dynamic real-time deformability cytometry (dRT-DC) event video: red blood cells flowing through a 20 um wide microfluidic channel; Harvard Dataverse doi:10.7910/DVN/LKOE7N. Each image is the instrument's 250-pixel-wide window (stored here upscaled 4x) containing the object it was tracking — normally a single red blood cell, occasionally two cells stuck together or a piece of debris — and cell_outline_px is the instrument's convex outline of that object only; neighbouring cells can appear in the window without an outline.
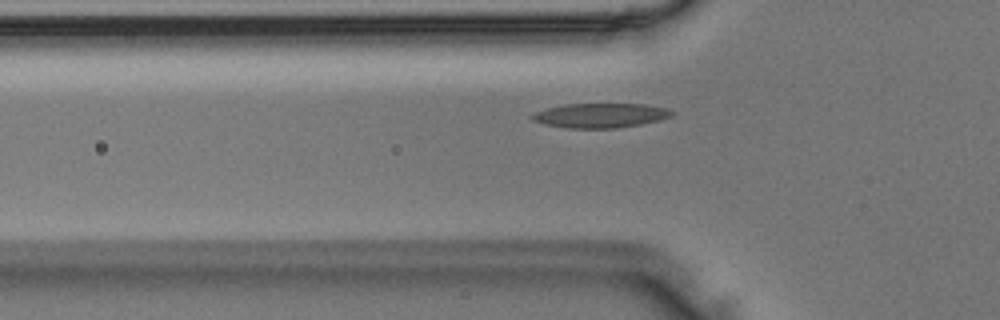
{"species": "Egyptian fruit bat (a non-hibernating species)", "species_latin": "Rousettus aegyptiacus", "temperature_condition": "room temperature", "stored_images_in_passage": 36, "camera_frame_rate_fps": 3000, "um_per_image_px": 0.085, "animal": {"sex": "male"}, "frame": {"image": 1, "passage_image": 8, "time_ms": 2.333, "image_size_px": [1000, 320], "cell_outline_px": [[676, 112], [672, 116], [660, 120], [640, 124], [616, 128], [568, 128], [544, 124], [532, 120], [528, 116], [536, 112], [548, 108], [564, 104], [644, 104], [668, 108]], "centroid_in_image_um": [51.05, 9.81], "position_along_channel_um": 74.7, "area_um2": 20.0}}
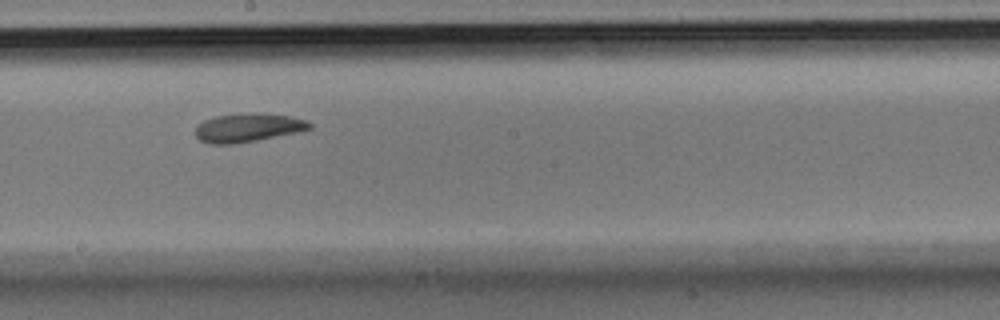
{"frame": {"image": 2, "passage_image": 19, "time_ms": 6.0, "image_size_px": [1000, 320], "cell_outline_px": [[312, 128], [296, 132], [256, 140], [232, 144], [208, 144], [200, 140], [196, 136], [196, 128], [204, 120], [216, 116], [252, 112], [256, 112], [292, 116], [308, 120], [312, 124]], "centroid_in_image_um": [21.1, 10.84], "position_along_channel_um": 227.1, "area_um2": 19.02}}
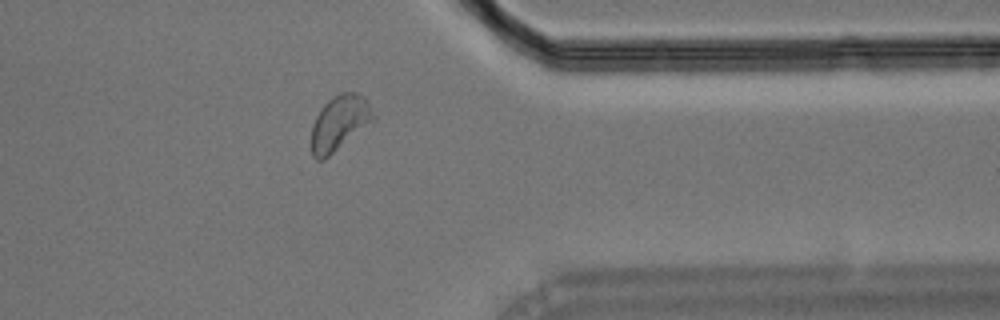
{"frame": {"image": 3, "passage_image": 31, "time_ms": 10.0, "image_size_px": [1000, 320], "cell_outline_px": [[376, 120], [324, 160], [316, 160], [312, 156], [312, 124], [320, 108], [332, 96], [340, 92], [356, 92], [364, 96], [376, 116]], "centroid_in_image_um": [28.88, 10.44], "position_along_channel_um": 382.5, "area_um2": 20.17}}